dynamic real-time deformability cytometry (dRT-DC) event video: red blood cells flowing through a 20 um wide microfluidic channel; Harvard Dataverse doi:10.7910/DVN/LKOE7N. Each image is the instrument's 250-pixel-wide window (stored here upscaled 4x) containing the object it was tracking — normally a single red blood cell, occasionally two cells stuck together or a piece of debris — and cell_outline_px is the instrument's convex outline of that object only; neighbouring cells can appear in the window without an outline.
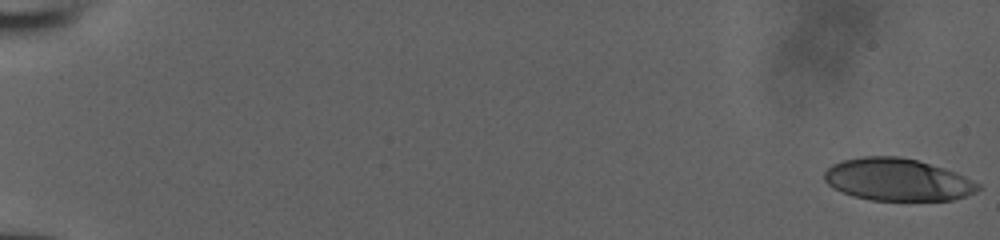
{"species": "human", "species_latin": "Homo sapiens", "temperature_condition": "room temperature", "stored_images_in_passage": 52, "camera_frame_rate_fps": 3000, "um_per_image_px": 0.085, "donor": {"sex": "male"}, "frame": {"image": 1, "passage_image": 1, "time_ms": 0.0, "image_size_px": [1000, 240], "cell_outline_px": [[980, 188], [976, 192], [952, 200], [872, 200], [852, 196], [828, 184], [824, 180], [824, 172], [832, 164], [840, 160], [864, 156], [900, 156], [916, 160], [944, 168], [956, 172], [980, 184]], "centroid_in_image_um": [76.27, 15.26], "position_along_channel_um": 8.7, "area_um2": 37.8}}
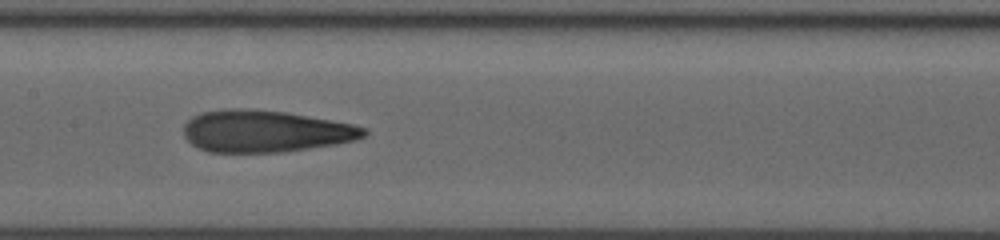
{"frame": {"image": 2, "passage_image": 29, "time_ms": 9.333, "image_size_px": [1000, 240], "cell_outline_px": [[368, 132], [364, 136], [356, 140], [336, 144], [280, 152], [208, 152], [192, 144], [184, 136], [184, 124], [192, 116], [200, 112], [224, 108], [248, 108], [288, 112], [332, 120], [352, 124], [368, 128]], "centroid_in_image_um": [22.54, 11.13], "position_along_channel_um": 184.9, "area_um2": 44.33}}
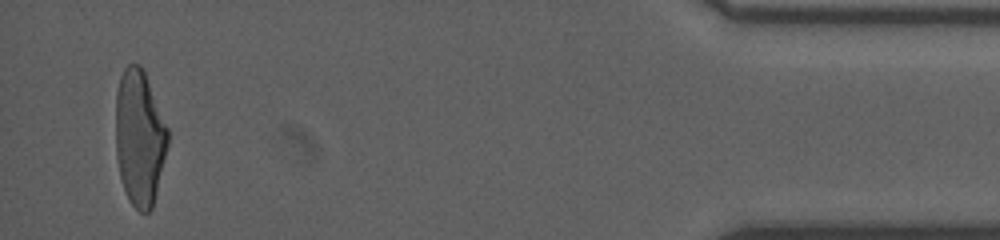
{"frame": {"image": 3, "passage_image": 51, "time_ms": 16.667, "image_size_px": [1000, 240], "cell_outline_px": [[168, 144], [152, 208], [148, 212], [140, 212], [132, 204], [124, 188], [120, 176], [116, 156], [116, 92], [120, 76], [124, 68], [128, 64], [140, 64], [144, 72], [168, 128]], "centroid_in_image_um": [11.85, 11.69], "position_along_channel_um": 423.4, "area_um2": 40.81}}